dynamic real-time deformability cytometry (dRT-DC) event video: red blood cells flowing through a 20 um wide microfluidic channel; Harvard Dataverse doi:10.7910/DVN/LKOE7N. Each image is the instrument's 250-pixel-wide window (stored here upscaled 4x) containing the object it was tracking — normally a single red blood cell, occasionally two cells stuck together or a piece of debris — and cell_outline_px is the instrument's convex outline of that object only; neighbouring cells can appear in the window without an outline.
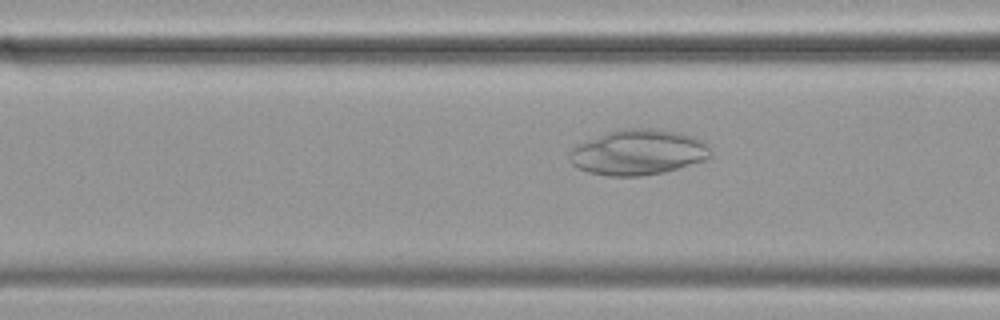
{"species": "common noctule bat (a hibernating species)", "species_latin": "Nyctalus noctula", "temperature_condition": "cold", "stored_images_in_passage": 43, "camera_frame_rate_fps": 3000, "um_per_image_px": 0.085, "animal": {"sex": "female", "body_mass_g": 19.9}, "frame": {"image": 1, "passage_image": 8, "time_ms": 2.333, "image_size_px": [1000, 320], "cell_outline_px": [[712, 156], [704, 160], [664, 172], [640, 176], [608, 176], [588, 172], [572, 164], [568, 160], [568, 152], [576, 144], [608, 132], [620, 128], [652, 128], [680, 132], [692, 136], [700, 140], [712, 152]], "centroid_in_image_um": [54.2, 12.94], "position_along_channel_um": 112.4, "area_um2": 37.34}}
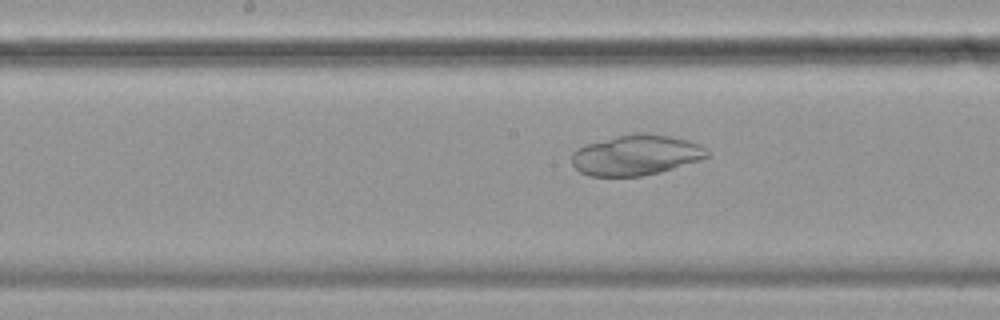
{"frame": {"image": 2, "passage_image": 15, "time_ms": 4.667, "image_size_px": [1000, 320], "cell_outline_px": [[708, 156], [700, 160], [660, 172], [640, 176], [588, 176], [580, 172], [572, 164], [572, 152], [576, 148], [588, 144], [616, 136], [636, 132], [648, 132], [688, 140], [704, 148], [708, 152]], "centroid_in_image_um": [54.03, 13.18], "position_along_channel_um": 194.2, "area_um2": 31.73}}
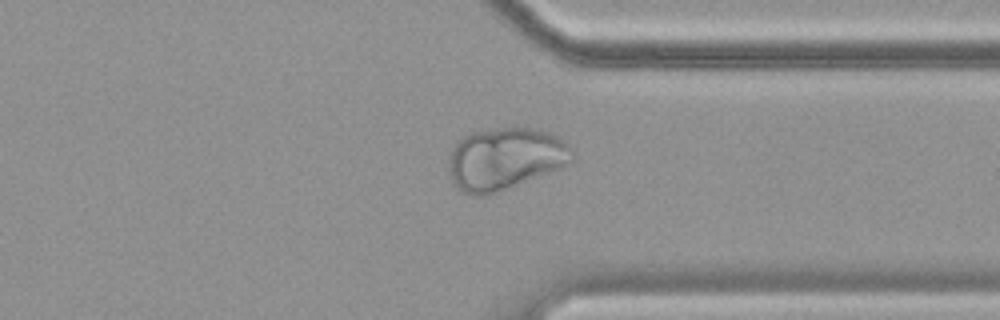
{"frame": {"image": 3, "passage_image": 30, "time_ms": 9.667, "image_size_px": [1000, 320], "cell_outline_px": [[572, 160], [560, 168], [488, 196], [472, 196], [456, 188], [452, 184], [448, 172], [448, 156], [456, 140], [472, 132], [520, 124], [552, 132], [568, 144], [572, 148]], "centroid_in_image_um": [42.89, 13.46], "position_along_channel_um": 368.5, "area_um2": 45.84}}